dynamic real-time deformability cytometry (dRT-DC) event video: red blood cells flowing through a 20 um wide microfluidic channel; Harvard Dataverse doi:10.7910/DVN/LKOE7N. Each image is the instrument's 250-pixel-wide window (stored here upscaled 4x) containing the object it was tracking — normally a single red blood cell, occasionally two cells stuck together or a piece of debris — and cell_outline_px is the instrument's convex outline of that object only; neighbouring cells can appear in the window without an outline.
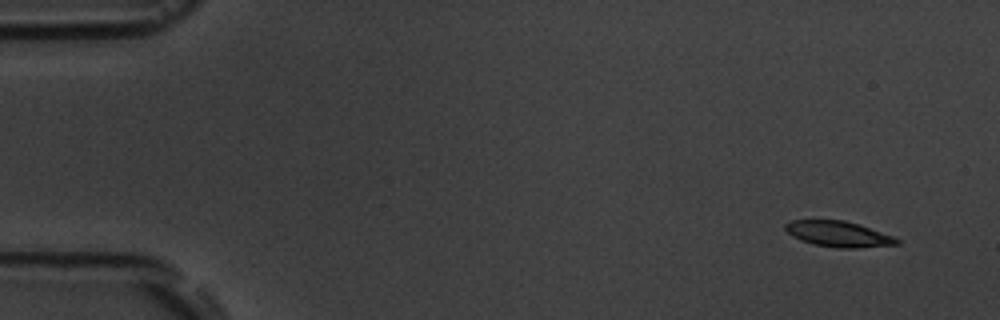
{"species": "common noctule bat (a hibernating species)", "species_latin": "Nyctalus noctula", "temperature_condition": "room temperature", "stored_images_in_passage": 5, "camera_frame_rate_fps": 3000, "um_per_image_px": 0.085, "animal": {"sex": "male", "body_mass_g": 19.5, "forearm_length_mm": 54.6}, "frame": {"image": 1, "passage_image": 1, "time_ms": 0.0, "image_size_px": [1000, 320], "cell_outline_px": [[900, 244], [856, 248], [840, 248], [812, 244], [800, 240], [792, 236], [784, 228], [784, 224], [792, 220], [844, 220], [892, 236], [900, 240]], "centroid_in_image_um": [71.22, 19.9], "position_along_channel_um": 13.8, "area_um2": 16.47}}